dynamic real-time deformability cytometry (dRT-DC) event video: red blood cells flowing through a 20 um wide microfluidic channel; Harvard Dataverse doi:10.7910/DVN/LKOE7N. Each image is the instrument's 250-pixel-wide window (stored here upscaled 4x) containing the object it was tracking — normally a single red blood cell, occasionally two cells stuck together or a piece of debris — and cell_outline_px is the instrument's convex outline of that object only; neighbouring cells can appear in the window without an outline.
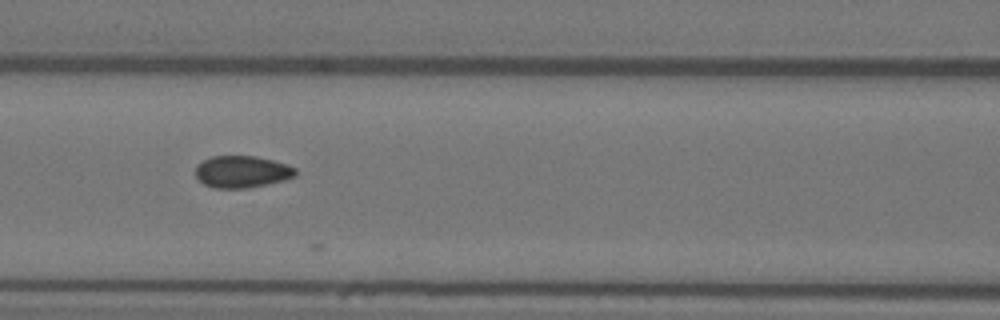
{"species": "Egyptian fruit bat (a non-hibernating species)", "species_latin": "Rousettus aegyptiacus", "temperature_condition": "warm", "stored_images_in_passage": 5, "segment_of_instrument_passage": [1, 2], "camera_frame_rate_fps": 3000, "um_per_image_px": 0.085, "animal": {"sex": "female"}, "frame": {"image": 1, "passage_image": 3, "time_ms": 0.667, "image_size_px": [1000, 320], "cell_outline_px": [[296, 176], [284, 180], [244, 188], [216, 188], [204, 184], [196, 176], [196, 164], [212, 156], [256, 156], [288, 164], [296, 168]], "centroid_in_image_um": [20.57, 14.58], "position_along_channel_um": 146.0, "area_um2": 18.5}}